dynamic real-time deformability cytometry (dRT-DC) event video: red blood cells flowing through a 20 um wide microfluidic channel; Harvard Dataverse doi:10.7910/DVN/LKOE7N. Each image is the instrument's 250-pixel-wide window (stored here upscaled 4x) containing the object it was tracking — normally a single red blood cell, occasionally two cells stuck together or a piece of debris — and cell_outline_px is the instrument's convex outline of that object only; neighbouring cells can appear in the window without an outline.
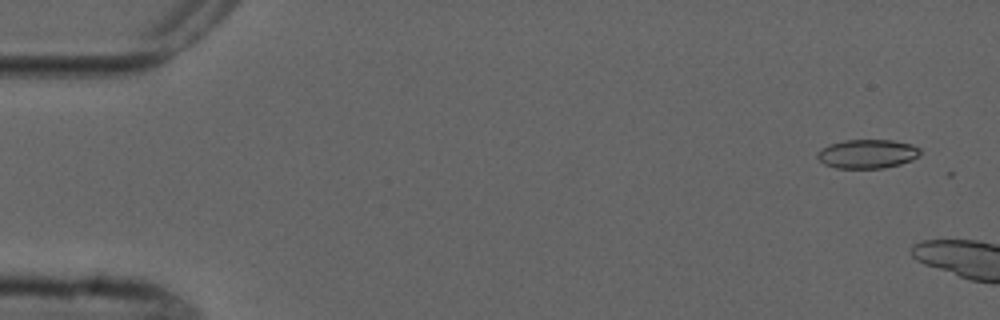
{"species": "common noctule bat (a hibernating species)", "species_latin": "Nyctalus noctula", "temperature_condition": "cold", "stored_images_in_passage": 2, "camera_frame_rate_fps": 3000, "um_per_image_px": 0.085, "animal": {"sex": "male", "forearm_length_mm": 52.5}, "frame": {"image": 1, "passage_image": 2, "time_ms": 1.0, "image_size_px": [1000, 320], "cell_outline_px": [[920, 156], [912, 160], [900, 164], [884, 168], [836, 168], [824, 164], [816, 156], [816, 152], [832, 144], [844, 140], [892, 140], [912, 144], [920, 148]], "centroid_in_image_um": [73.76, 13.08], "position_along_channel_um": 11.2, "area_um2": 17.34}}